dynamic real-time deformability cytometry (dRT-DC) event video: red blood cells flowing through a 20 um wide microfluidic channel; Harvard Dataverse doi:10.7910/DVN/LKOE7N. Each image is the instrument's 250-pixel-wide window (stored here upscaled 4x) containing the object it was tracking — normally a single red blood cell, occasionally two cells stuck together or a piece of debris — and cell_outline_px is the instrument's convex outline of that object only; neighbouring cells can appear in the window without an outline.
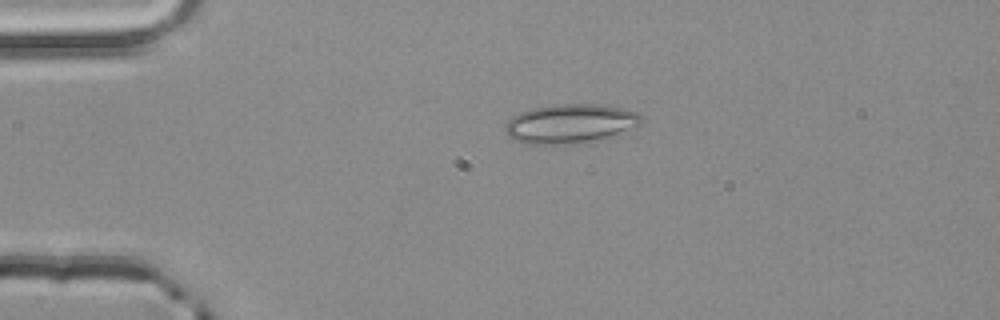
{"species": "common noctule bat (a hibernating species)", "species_latin": "Nyctalus noctula", "temperature_condition": "room temperature", "stored_images_in_passage": 2, "camera_frame_rate_fps": 3000, "um_per_image_px": 0.085, "animal": {"sex": "male", "body_mass_g": 20.4}, "frame": {"image": 1, "passage_image": 1, "time_ms": 0.0, "image_size_px": [1000, 320], "cell_outline_px": [[644, 120], [640, 124], [616, 136], [604, 140], [576, 144], [520, 144], [512, 140], [504, 128], [504, 124], [512, 116], [520, 112], [532, 108], [552, 104], [600, 104], [640, 112], [644, 116]], "centroid_in_image_um": [48.5, 10.53], "position_along_channel_um": 36.5, "area_um2": 32.02}}